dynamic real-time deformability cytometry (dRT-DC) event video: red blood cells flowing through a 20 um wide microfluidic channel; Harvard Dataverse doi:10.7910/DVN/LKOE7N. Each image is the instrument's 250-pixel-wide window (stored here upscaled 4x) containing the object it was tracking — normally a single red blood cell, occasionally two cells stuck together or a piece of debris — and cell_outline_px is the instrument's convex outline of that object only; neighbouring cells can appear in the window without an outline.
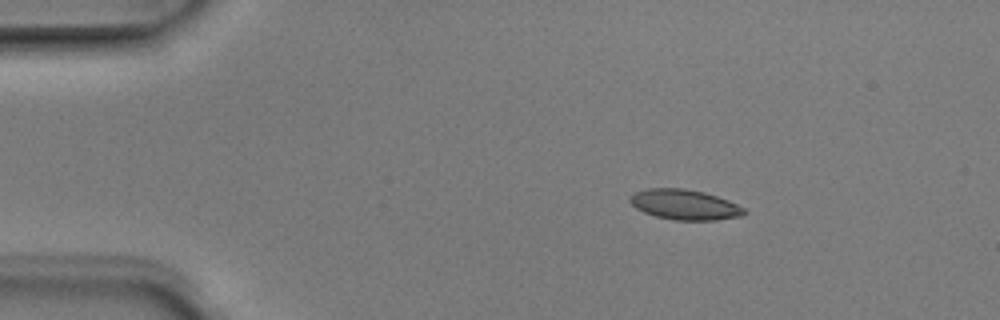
{"species": "Egyptian fruit bat (a non-hibernating species)", "species_latin": "Rousettus aegyptiacus", "temperature_condition": "room temperature", "stored_images_in_passage": 5, "camera_frame_rate_fps": 3000, "um_per_image_px": 0.085, "animal": {"sex": "male"}, "frame": {"image": 1, "passage_image": 3, "time_ms": 0.667, "image_size_px": [1000, 320], "cell_outline_px": [[748, 212], [740, 216], [716, 220], [676, 220], [656, 216], [644, 212], [636, 208], [628, 200], [636, 192], [648, 188], [684, 188], [704, 192], [728, 200], [744, 208]], "centroid_in_image_um": [58.21, 17.39], "position_along_channel_um": 26.8, "area_um2": 19.94}}
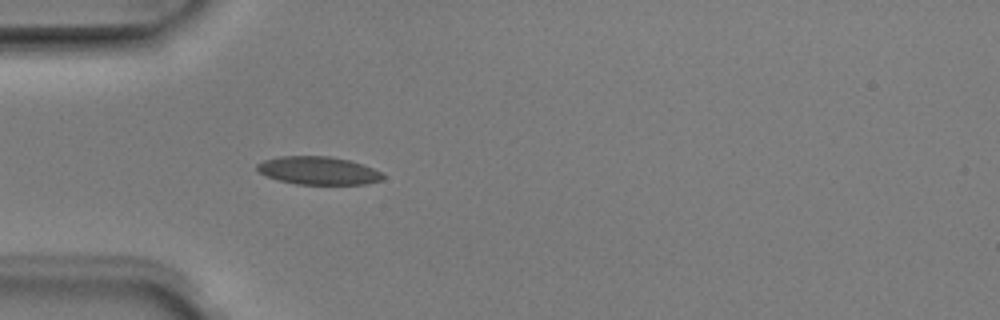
{"frame": {"image": 2, "passage_image": 5, "time_ms": 1.333, "image_size_px": [1000, 320], "cell_outline_px": [[384, 180], [364, 184], [296, 184], [280, 180], [268, 176], [260, 172], [256, 168], [256, 164], [264, 160], [276, 156], [328, 156], [348, 160], [372, 168], [380, 172], [384, 176]], "centroid_in_image_um": [27.04, 14.5], "position_along_channel_um": 58.0, "area_um2": 20.35}}